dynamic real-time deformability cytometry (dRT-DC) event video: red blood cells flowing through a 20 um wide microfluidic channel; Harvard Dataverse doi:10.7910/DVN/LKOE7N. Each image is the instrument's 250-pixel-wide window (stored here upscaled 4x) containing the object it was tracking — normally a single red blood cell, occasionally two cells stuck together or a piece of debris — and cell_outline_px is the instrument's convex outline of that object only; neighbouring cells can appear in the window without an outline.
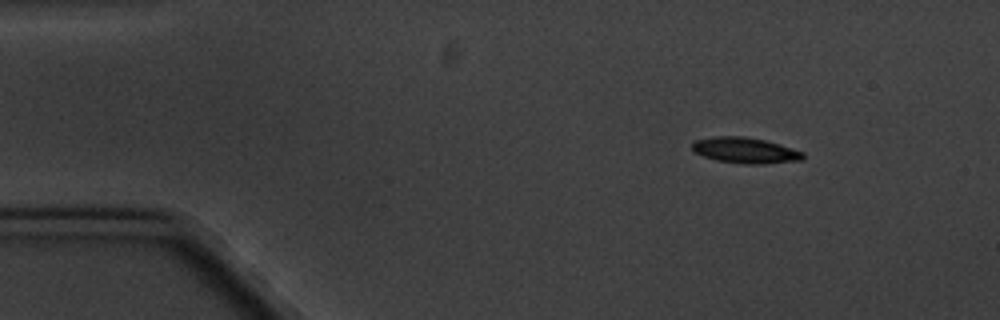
{"species": "common noctule bat (a hibernating species)", "species_latin": "Nyctalus noctula", "temperature_condition": "cold", "stored_images_in_passage": 3, "camera_frame_rate_fps": 3000, "um_per_image_px": 0.085, "animal": {"sex": "male", "body_mass_g": 20.1, "forearm_length_mm": 53.5}, "frame": {"image": 1, "passage_image": 1, "time_ms": 0.0, "image_size_px": [1000, 320], "cell_outline_px": [[804, 156], [800, 160], [764, 164], [744, 164], [716, 160], [692, 152], [692, 144], [696, 140], [716, 136], [744, 136], [764, 140], [804, 152]], "centroid_in_image_um": [63.31, 12.78], "position_along_channel_um": 21.7, "area_um2": 16.53}}
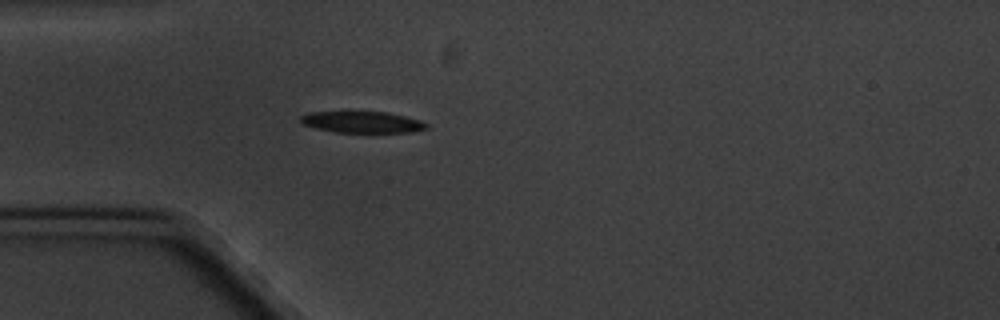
{"frame": {"image": 2, "passage_image": 3, "time_ms": 3.0, "image_size_px": [1000, 320], "cell_outline_px": [[428, 128], [412, 132], [336, 132], [316, 128], [304, 124], [300, 120], [300, 116], [308, 112], [384, 112], [404, 116], [420, 120], [428, 124]], "centroid_in_image_um": [30.79, 10.38], "position_along_channel_um": 54.2, "area_um2": 15.49}}